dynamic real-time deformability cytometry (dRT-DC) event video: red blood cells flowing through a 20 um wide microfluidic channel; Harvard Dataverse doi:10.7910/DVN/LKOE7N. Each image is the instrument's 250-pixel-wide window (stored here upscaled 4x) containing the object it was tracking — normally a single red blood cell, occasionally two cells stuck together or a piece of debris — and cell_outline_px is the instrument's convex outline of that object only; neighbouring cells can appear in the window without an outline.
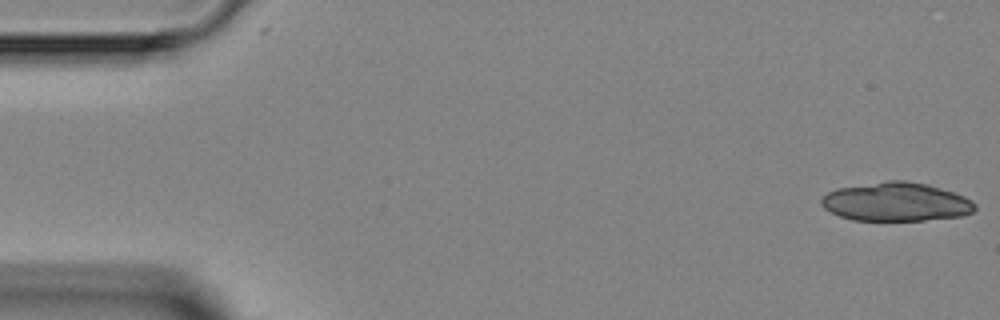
{"species": "Egyptian fruit bat (a non-hibernating species)", "species_latin": "Rousettus aegyptiacus", "temperature_condition": "room temperature", "stored_images_in_passage": 5, "camera_frame_rate_fps": 3000, "um_per_image_px": 0.085, "animal": {"sex": "female"}, "frame": {"image": 1, "passage_image": 1, "time_ms": 0.0, "image_size_px": [1000, 320], "cell_outline_px": [[976, 208], [972, 212], [964, 216], [924, 220], [852, 220], [840, 216], [824, 208], [820, 204], [820, 200], [828, 192], [836, 188], [888, 180], [904, 180], [928, 184], [964, 196], [972, 200], [976, 204]], "centroid_in_image_um": [76.17, 17.15], "position_along_channel_um": 8.8, "area_um2": 34.74}}